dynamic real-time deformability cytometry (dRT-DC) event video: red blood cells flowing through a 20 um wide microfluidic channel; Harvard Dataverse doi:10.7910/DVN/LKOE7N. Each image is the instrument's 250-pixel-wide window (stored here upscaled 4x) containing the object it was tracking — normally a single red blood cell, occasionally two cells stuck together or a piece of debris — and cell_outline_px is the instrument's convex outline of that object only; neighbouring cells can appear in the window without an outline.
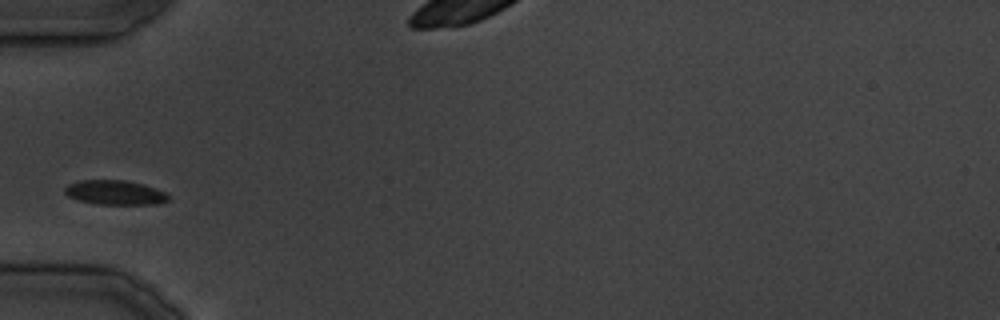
{"species": "common noctule bat (a hibernating species)", "species_latin": "Nyctalus noctula", "temperature_condition": "cold", "stored_images_in_passage": 24, "camera_frame_rate_fps": 3000, "um_per_image_px": 0.085, "animal": {"sex": "male", "body_mass_g": 19.5, "forearm_length_mm": 54.6}, "frame": {"image": 1, "passage_image": 1, "time_ms": 0.0, "image_size_px": [1000, 320], "cell_outline_px": [[168, 200], [156, 204], [96, 204], [76, 200], [68, 196], [64, 192], [64, 188], [68, 184], [80, 180], [124, 180], [144, 184], [156, 188], [164, 192], [168, 196]], "centroid_in_image_um": [9.73, 16.36], "position_along_channel_um": 75.3, "area_um2": 14.8}}
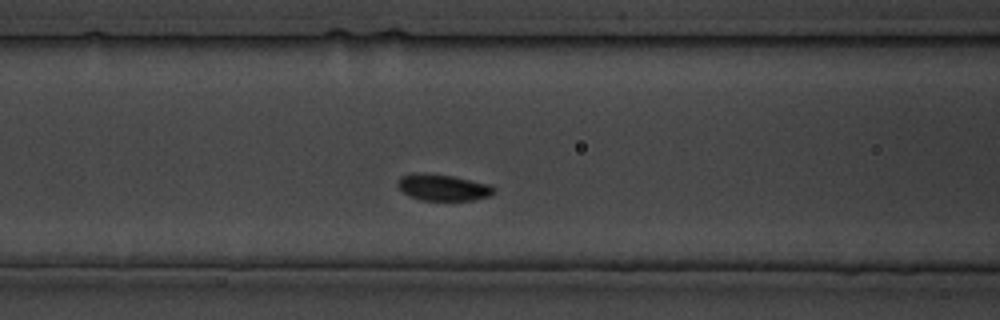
{"frame": {"image": 2, "passage_image": 4, "time_ms": 3.667, "image_size_px": [1000, 320], "cell_outline_px": [[496, 192], [488, 196], [472, 200], [420, 200], [404, 192], [396, 184], [396, 180], [400, 176], [420, 172], [424, 172], [452, 176], [488, 184], [496, 188]], "centroid_in_image_um": [37.63, 15.92], "position_along_channel_um": 129.0, "area_um2": 14.74}}
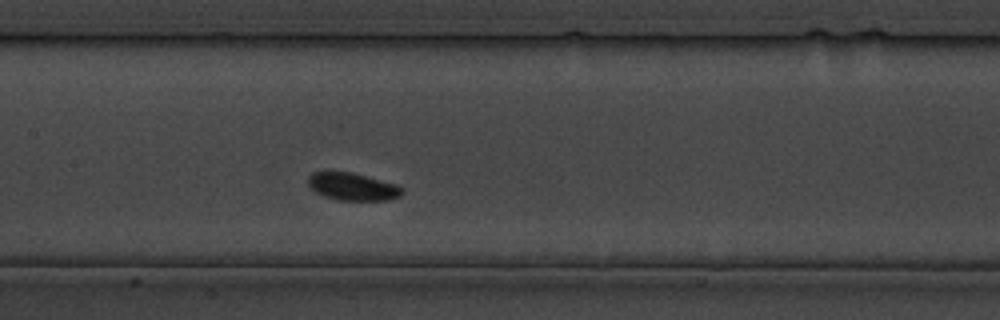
{"frame": {"image": 3, "passage_image": 7, "time_ms": 7.0, "image_size_px": [1000, 320], "cell_outline_px": [[404, 192], [400, 196], [388, 200], [336, 200], [324, 196], [316, 192], [308, 184], [308, 176], [312, 172], [352, 172], [396, 184], [404, 188]], "centroid_in_image_um": [29.99, 15.87], "position_along_channel_um": 177.4, "area_um2": 15.09}}